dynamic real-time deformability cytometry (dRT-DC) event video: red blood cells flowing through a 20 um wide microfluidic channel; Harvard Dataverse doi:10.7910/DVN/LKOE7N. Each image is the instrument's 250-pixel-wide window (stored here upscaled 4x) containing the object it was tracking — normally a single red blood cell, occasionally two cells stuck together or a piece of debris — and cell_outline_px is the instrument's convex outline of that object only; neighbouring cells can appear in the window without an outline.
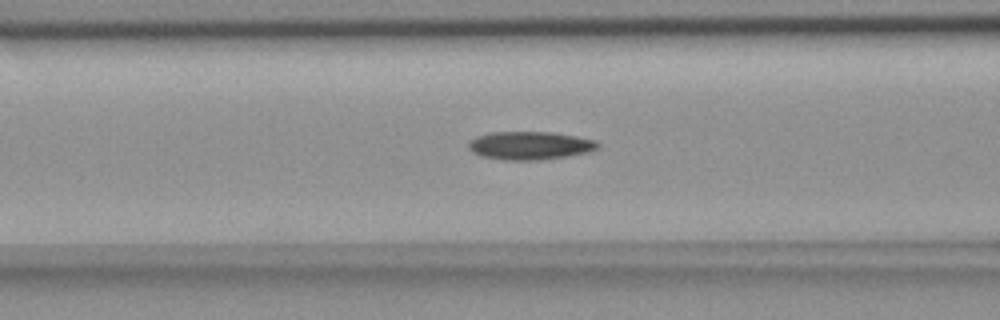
{"species": "common noctule bat (a hibernating species)", "species_latin": "Nyctalus noctula", "temperature_condition": "room temperature", "stored_images_in_passage": 39, "camera_frame_rate_fps": 3000, "um_per_image_px": 0.085, "animal": {"sex": "female", "body_mass_g": 18.4}, "frame": {"image": 1, "passage_image": 6, "time_ms": 1.667, "image_size_px": [1000, 320], "cell_outline_px": [[600, 148], [588, 152], [540, 160], [504, 160], [480, 156], [472, 152], [468, 148], [468, 144], [476, 136], [488, 132], [552, 132], [576, 136], [596, 140], [600, 144]], "centroid_in_image_um": [45.04, 12.37], "position_along_channel_um": 121.6, "area_um2": 21.33}}
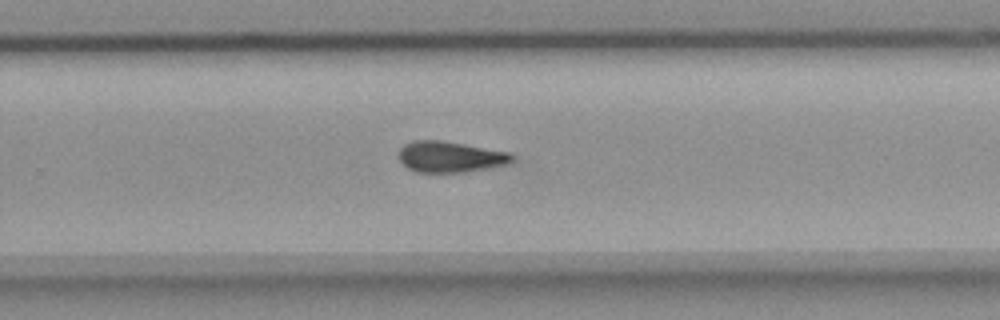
{"frame": {"image": 2, "passage_image": 20, "time_ms": 6.333, "image_size_px": [1000, 320], "cell_outline_px": [[512, 160], [504, 164], [488, 168], [464, 172], [416, 172], [408, 168], [400, 160], [400, 148], [404, 144], [412, 140], [440, 140], [512, 152]], "centroid_in_image_um": [38.25, 13.32], "position_along_channel_um": 291.6, "area_um2": 20.29}}
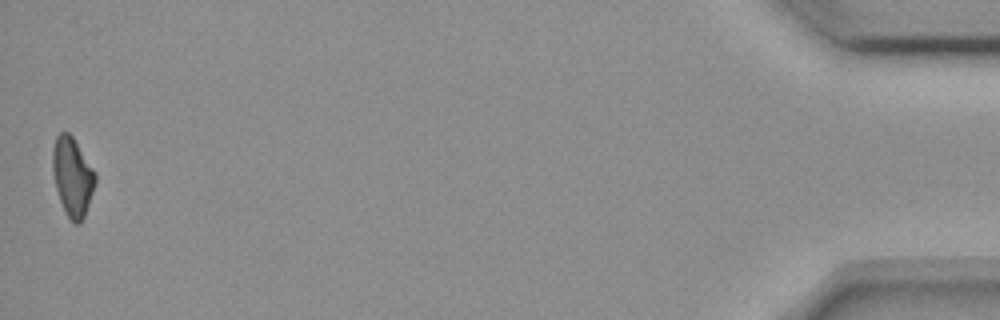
{"frame": {"image": 3, "passage_image": 39, "time_ms": 12.667, "image_size_px": [1000, 320], "cell_outline_px": [[96, 184], [84, 216], [80, 224], [72, 224], [60, 200], [56, 188], [52, 172], [52, 148], [56, 136], [60, 132], [68, 132], [72, 136], [96, 172]], "centroid_in_image_um": [6.16, 15.01], "position_along_channel_um": 429.0, "area_um2": 19.65}}